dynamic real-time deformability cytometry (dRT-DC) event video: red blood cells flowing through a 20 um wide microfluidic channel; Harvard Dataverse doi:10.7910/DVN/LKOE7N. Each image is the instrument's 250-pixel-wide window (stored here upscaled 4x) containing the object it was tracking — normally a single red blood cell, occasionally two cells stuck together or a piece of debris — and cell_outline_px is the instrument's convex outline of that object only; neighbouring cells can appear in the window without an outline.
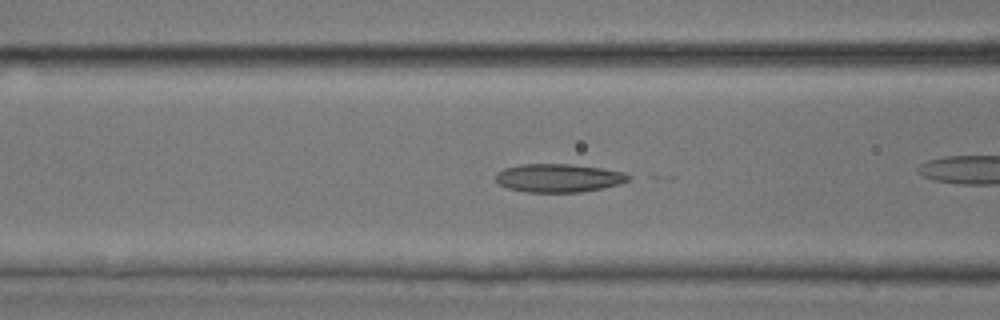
{"species": "common noctule bat (a hibernating species)", "species_latin": "Nyctalus noctula", "temperature_condition": "room temperature", "stored_images_in_passage": 31, "camera_frame_rate_fps": 3000, "um_per_image_px": 0.085, "animal": {"sex": "male", "body_mass_g": 17.9, "forearm_length_mm": 54.2}, "frame": {"image": 1, "passage_image": 14, "time_ms": 4.333, "image_size_px": [1000, 320], "cell_outline_px": [[632, 176], [628, 180], [620, 184], [604, 188], [580, 192], [524, 192], [508, 188], [500, 184], [496, 180], [496, 172], [504, 168], [520, 164], [572, 164], [600, 168], [624, 172]], "centroid_in_image_um": [47.48, 15.13], "position_along_channel_um": 119.1, "area_um2": 22.02}}
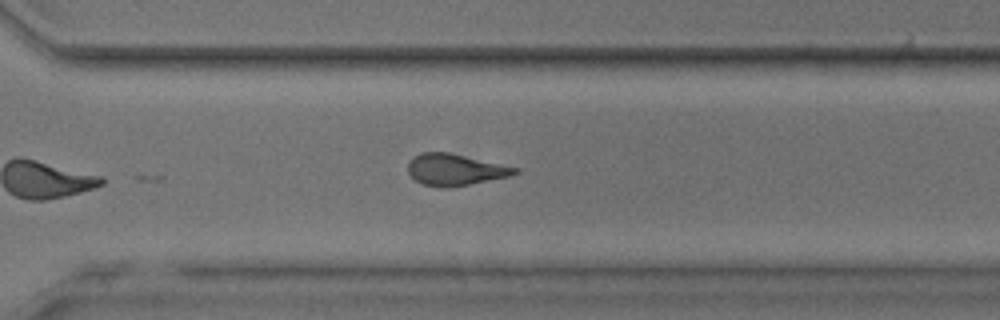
{"frame": {"image": 2, "passage_image": 31, "time_ms": 10.0, "image_size_px": [1000, 320], "cell_outline_px": [[516, 172], [512, 176], [448, 188], [440, 188], [424, 184], [416, 180], [408, 172], [408, 160], [412, 156], [420, 152], [448, 152], [500, 164], [516, 168]], "centroid_in_image_um": [38.61, 14.42], "position_along_channel_um": 332.0, "area_um2": 19.48}}